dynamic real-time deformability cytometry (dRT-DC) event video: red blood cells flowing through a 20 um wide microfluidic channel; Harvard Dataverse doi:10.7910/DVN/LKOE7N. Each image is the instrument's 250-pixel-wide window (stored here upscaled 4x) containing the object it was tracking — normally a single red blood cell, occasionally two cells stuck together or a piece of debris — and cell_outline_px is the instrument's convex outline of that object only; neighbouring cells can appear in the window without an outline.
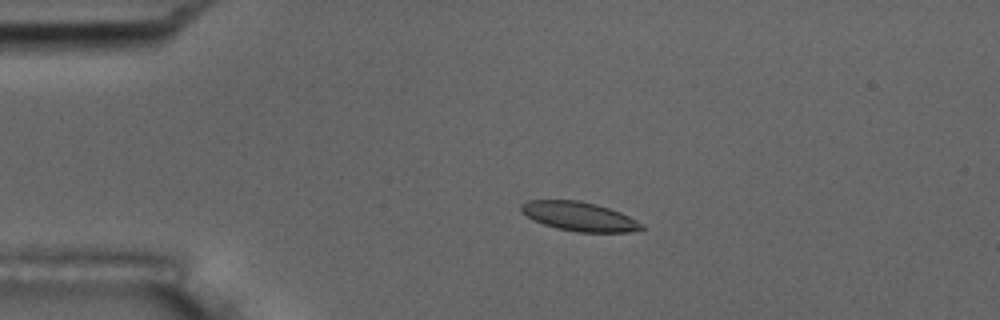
{"species": "common noctule bat (a hibernating species)", "species_latin": "Nyctalus noctula", "temperature_condition": "room temperature", "stored_images_in_passage": 5, "camera_frame_rate_fps": 3000, "um_per_image_px": 0.085, "animal": {"sex": "male", "body_mass_g": 17.5, "forearm_length_mm": 52.3}, "frame": {"image": 1, "passage_image": 4, "time_ms": 3.333, "image_size_px": [1000, 320], "cell_outline_px": [[644, 228], [628, 232], [576, 232], [556, 228], [532, 220], [520, 212], [520, 204], [528, 200], [576, 200], [596, 204], [620, 212], [644, 224]], "centroid_in_image_um": [49.19, 18.39], "position_along_channel_um": 35.8, "area_um2": 20.46}}